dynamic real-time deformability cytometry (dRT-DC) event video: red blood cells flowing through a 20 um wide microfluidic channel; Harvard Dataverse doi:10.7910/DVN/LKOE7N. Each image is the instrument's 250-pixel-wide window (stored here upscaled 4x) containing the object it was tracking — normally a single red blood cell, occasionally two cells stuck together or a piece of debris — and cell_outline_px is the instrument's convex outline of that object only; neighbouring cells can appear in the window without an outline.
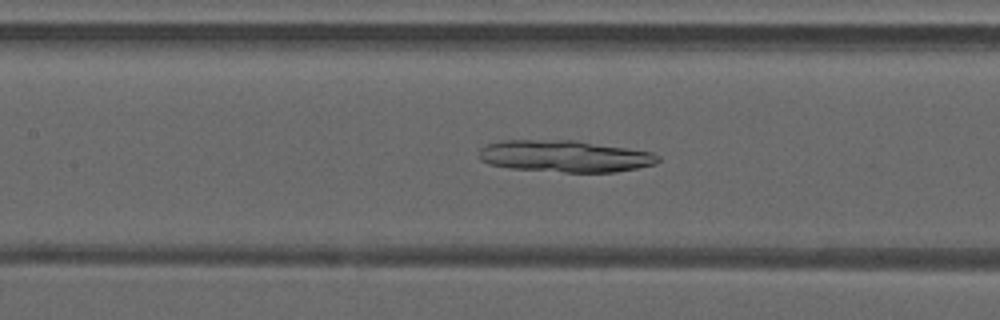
{"species": "common noctule bat (a hibernating species)", "species_latin": "Nyctalus noctula", "temperature_condition": "warm", "stored_images_in_passage": 31, "camera_frame_rate_fps": 3000, "um_per_image_px": 0.085, "animal": {"sex": "male", "forearm_length_mm": 52.5}, "frame": {"image": 1, "passage_image": 14, "time_ms": 4.333, "image_size_px": [1000, 320], "cell_outline_px": [[660, 160], [656, 164], [616, 172], [564, 172], [508, 168], [488, 164], [480, 160], [476, 156], [476, 152], [480, 148], [488, 144], [504, 140], [576, 140], [652, 152], [660, 156]], "centroid_in_image_um": [47.96, 13.28], "position_along_channel_um": 159.4, "area_um2": 33.47}}
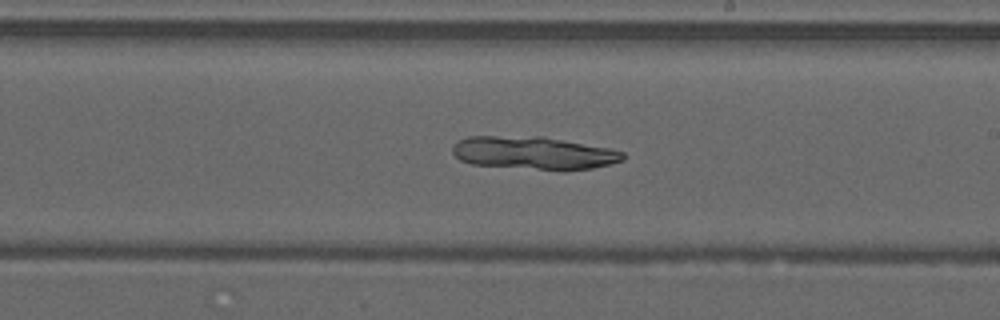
{"frame": {"image": 2, "passage_image": 20, "time_ms": 6.333, "image_size_px": [1000, 320], "cell_outline_px": [[624, 160], [612, 164], [592, 168], [564, 172], [472, 164], [460, 160], [452, 152], [452, 144], [456, 140], [468, 136], [544, 136], [612, 148], [624, 152]], "centroid_in_image_um": [45.4, 13.01], "position_along_channel_um": 243.6, "area_um2": 33.64}}
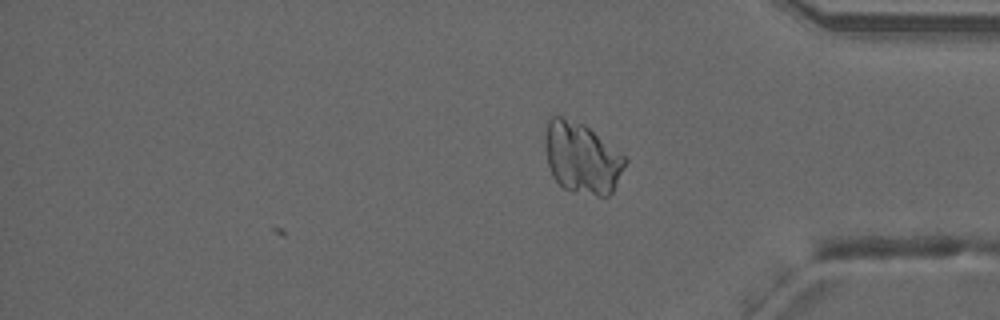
{"frame": {"image": 3, "passage_image": 31, "time_ms": 10.0, "image_size_px": [1000, 320], "cell_outline_px": [[628, 160], [612, 192], [608, 196], [596, 196], [564, 188], [552, 176], [548, 164], [544, 144], [544, 136], [548, 120], [552, 116], [560, 116], [584, 124], [624, 156]], "centroid_in_image_um": [49.44, 13.42], "position_along_channel_um": 385.8, "area_um2": 32.83}}